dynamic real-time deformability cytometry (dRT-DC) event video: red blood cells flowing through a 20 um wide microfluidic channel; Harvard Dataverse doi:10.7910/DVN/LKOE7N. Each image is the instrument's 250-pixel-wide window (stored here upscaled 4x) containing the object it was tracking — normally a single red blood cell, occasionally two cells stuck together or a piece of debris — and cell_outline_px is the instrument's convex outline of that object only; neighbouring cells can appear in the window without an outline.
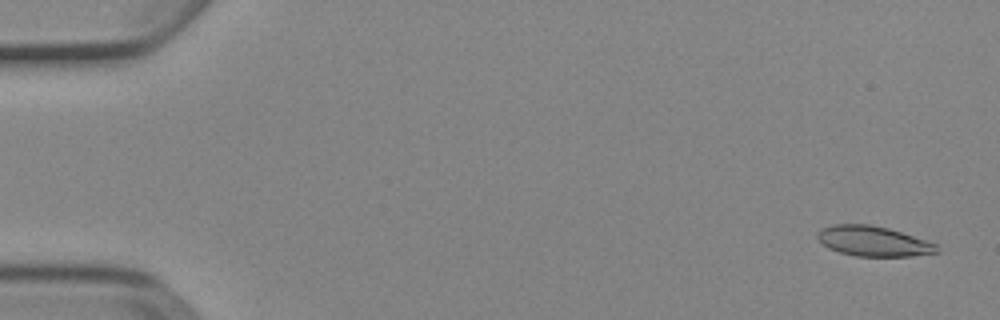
{"species": "Egyptian fruit bat (a non-hibernating species)", "species_latin": "Rousettus aegyptiacus", "temperature_condition": "cold", "stored_images_in_passage": 53, "camera_frame_rate_fps": 3000, "um_per_image_px": 0.085, "animal": {"sex": "female"}, "frame": {"image": 1, "passage_image": 3, "time_ms": 0.667, "image_size_px": [1000, 320], "cell_outline_px": [[940, 252], [912, 256], [856, 256], [840, 252], [828, 248], [816, 236], [820, 228], [832, 224], [868, 224], [888, 228], [936, 244]], "centroid_in_image_um": [74.2, 20.5], "position_along_channel_um": 10.8, "area_um2": 20.75}}
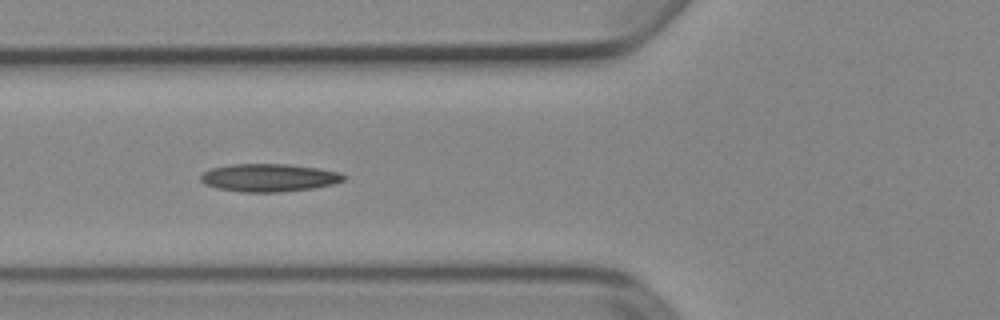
{"frame": {"image": 2, "passage_image": 21, "time_ms": 6.667, "image_size_px": [1000, 320], "cell_outline_px": [[348, 176], [344, 180], [332, 184], [312, 188], [280, 192], [244, 192], [216, 188], [204, 184], [200, 180], [200, 176], [204, 172], [212, 168], [232, 164], [288, 164], [320, 168], [340, 172]], "centroid_in_image_um": [22.88, 15.1], "position_along_channel_um": 102.9, "area_um2": 23.29}}
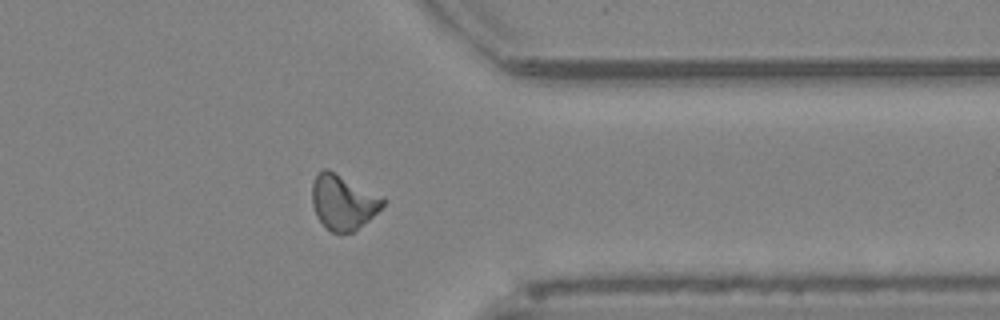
{"frame": {"image": 3, "passage_image": 43, "time_ms": 14.0, "image_size_px": [1000, 320], "cell_outline_px": [[388, 200], [368, 220], [352, 232], [332, 232], [324, 228], [316, 216], [312, 204], [312, 184], [316, 176], [324, 168], [328, 168], [384, 196]], "centroid_in_image_um": [29.16, 17.16], "position_along_channel_um": 382.2, "area_um2": 22.83}, "authors_computed_cell_mechanics": {"area_um2": 21.7328, "velocity_mm_per_s": 3.9068, "shape_relaxation_time_tau1_ms": null, "shape_relaxation_time_tau2_ms": 5.4895, "deformation_change_tau1": null, "deformation_change_tau2": 0.1456}}